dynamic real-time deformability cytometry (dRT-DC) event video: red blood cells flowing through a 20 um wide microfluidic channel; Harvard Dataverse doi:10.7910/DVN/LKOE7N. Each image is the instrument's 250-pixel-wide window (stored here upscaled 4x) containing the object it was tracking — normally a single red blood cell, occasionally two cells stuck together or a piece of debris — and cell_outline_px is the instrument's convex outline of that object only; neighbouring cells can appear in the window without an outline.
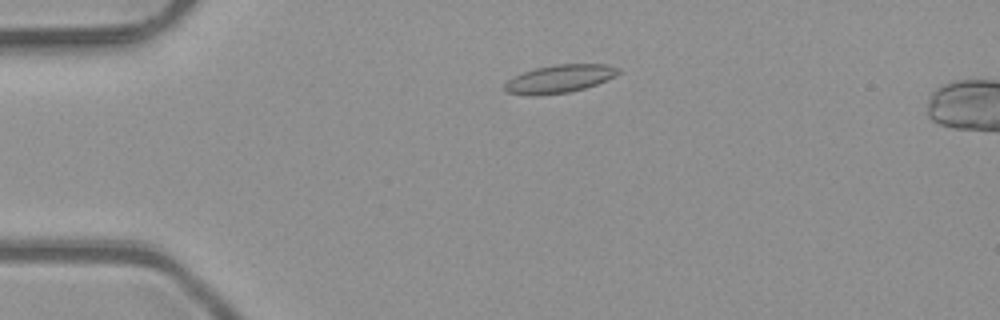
{"species": "common noctule bat (a hibernating species)", "species_latin": "Nyctalus noctula", "temperature_condition": "room temperature", "stored_images_in_passage": 40, "camera_frame_rate_fps": 3000, "um_per_image_px": 0.085, "animal": {"sex": "male", "body_mass_g": 23.1, "forearm_length_mm": 52.7}, "frame": {"image": 1, "passage_image": 1, "time_ms": 0.0, "image_size_px": [1000, 320], "cell_outline_px": [[620, 72], [616, 76], [596, 84], [584, 88], [568, 92], [536, 96], [532, 96], [508, 92], [504, 88], [504, 84], [508, 80], [524, 72], [536, 68], [556, 64], [608, 64], [620, 68]], "centroid_in_image_um": [47.59, 6.69], "position_along_channel_um": 37.4, "area_um2": 18.44}}
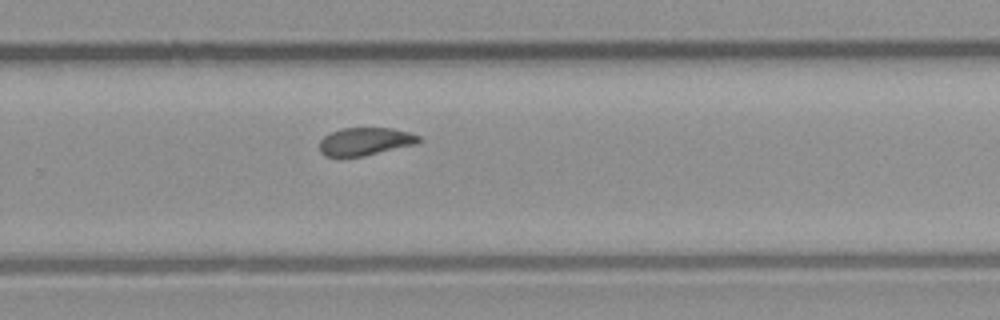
{"frame": {"image": 2, "passage_image": 23, "time_ms": 7.333, "image_size_px": [1000, 320], "cell_outline_px": [[420, 140], [416, 144], [364, 156], [340, 160], [324, 156], [320, 152], [320, 140], [324, 136], [340, 128], [392, 128], [408, 132], [420, 136]], "centroid_in_image_um": [30.96, 12.07], "position_along_channel_um": 298.8, "area_um2": 16.59}}
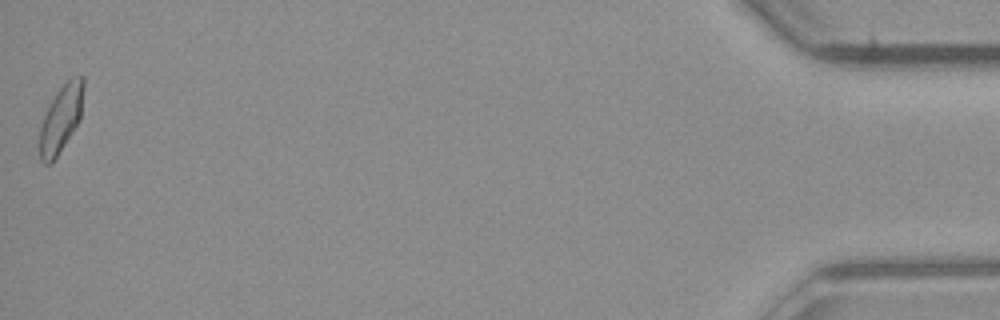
{"frame": {"image": 3, "passage_image": 40, "time_ms": 13.0, "image_size_px": [1000, 320], "cell_outline_px": [[84, 88], [80, 120], [52, 164], [44, 164], [40, 160], [40, 128], [44, 116], [56, 92], [72, 76], [84, 76]], "centroid_in_image_um": [5.2, 10.09], "position_along_channel_um": 430.0, "area_um2": 17.05}, "authors_computed_cell_mechanics": {"area_um2": 16.8487, "velocity_mm_per_s": 4.0781, "shape_relaxation_time_tau1_ms": null, "shape_relaxation_time_tau2_ms": 4.1351, "deformation_change_tau1": null, "deformation_change_tau2": 0.0944}}